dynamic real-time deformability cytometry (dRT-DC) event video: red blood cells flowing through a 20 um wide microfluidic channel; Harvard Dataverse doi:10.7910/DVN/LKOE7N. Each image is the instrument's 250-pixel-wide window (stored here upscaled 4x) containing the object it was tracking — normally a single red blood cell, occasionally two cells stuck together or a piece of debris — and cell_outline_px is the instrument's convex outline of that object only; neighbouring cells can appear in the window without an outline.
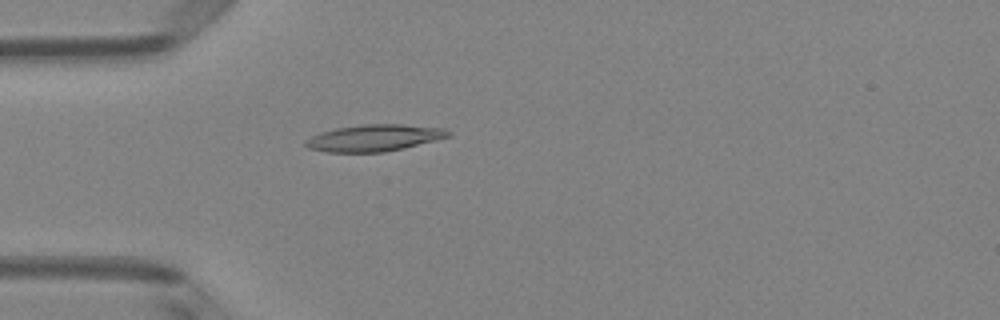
{"species": "Egyptian fruit bat (a non-hibernating species)", "species_latin": "Rousettus aegyptiacus", "temperature_condition": "room temperature", "stored_images_in_passage": 51, "camera_frame_rate_fps": 3000, "um_per_image_px": 0.085, "animal": {"sex": "female"}, "frame": {"image": 1, "passage_image": 15, "time_ms": 4.667, "image_size_px": [1000, 320], "cell_outline_px": [[452, 136], [404, 148], [384, 152], [328, 152], [308, 148], [304, 144], [304, 140], [312, 136], [336, 128], [360, 124], [400, 124], [444, 128], [452, 132]], "centroid_in_image_um": [31.84, 11.72], "position_along_channel_um": 53.2, "area_um2": 22.2}}
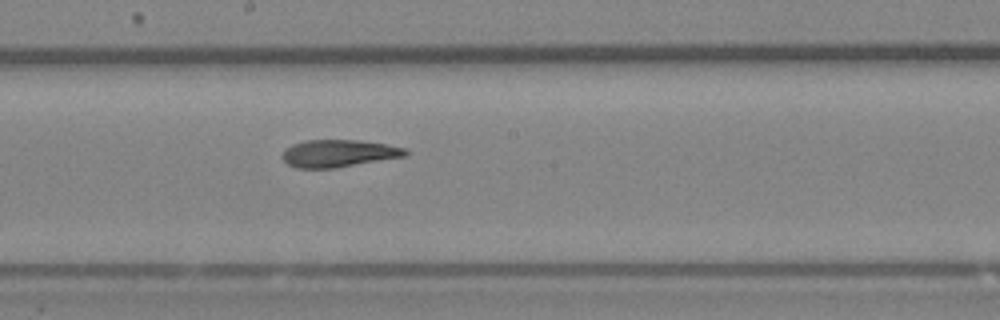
{"frame": {"image": 2, "passage_image": 28, "time_ms": 9.0, "image_size_px": [1000, 320], "cell_outline_px": [[408, 152], [404, 156], [336, 168], [296, 168], [288, 164], [280, 156], [292, 144], [304, 140], [360, 140], [408, 148]], "centroid_in_image_um": [28.77, 13.03], "position_along_channel_um": 219.4, "area_um2": 19.54}}
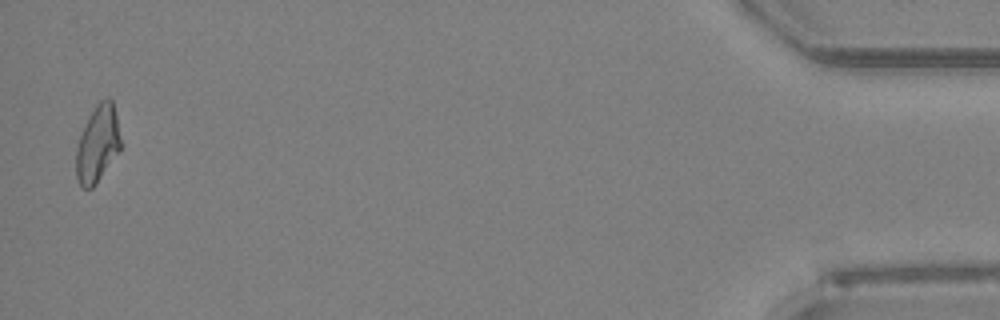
{"frame": {"image": 3, "passage_image": 50, "time_ms": 16.333, "image_size_px": [1000, 320], "cell_outline_px": [[120, 148], [96, 184], [92, 188], [84, 188], [80, 184], [76, 176], [76, 148], [80, 136], [96, 104], [100, 100], [108, 96], [112, 100], [116, 116], [120, 140]], "centroid_in_image_um": [8.28, 12.23], "position_along_channel_um": 426.9, "area_um2": 19.36}, "authors_computed_cell_mechanics": {"area_um2": 20.3456, "velocity_mm_per_s": 4.0262, "shape_relaxation_time_tau1_ms": null, "shape_relaxation_time_tau2_ms": 3.0772, "deformation_change_tau1": null, "deformation_change_tau2": 0.1071}}